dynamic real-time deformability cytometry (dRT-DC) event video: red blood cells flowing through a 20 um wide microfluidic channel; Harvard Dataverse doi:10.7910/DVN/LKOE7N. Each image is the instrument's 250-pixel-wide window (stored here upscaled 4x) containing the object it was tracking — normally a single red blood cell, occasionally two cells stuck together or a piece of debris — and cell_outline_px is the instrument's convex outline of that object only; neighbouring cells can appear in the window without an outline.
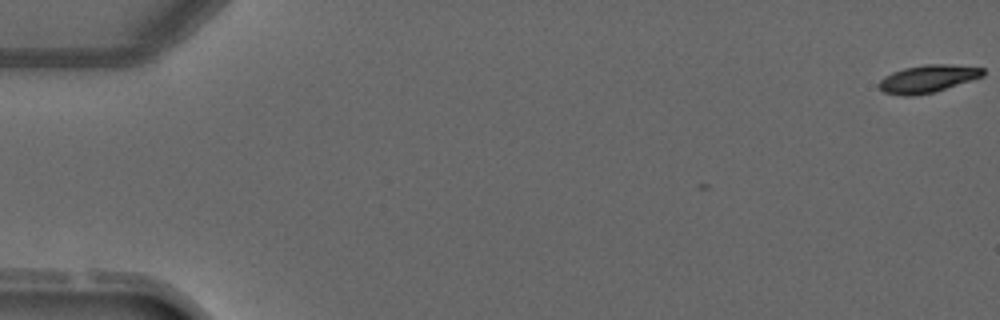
{"species": "common noctule bat (a hibernating species)", "species_latin": "Nyctalus noctula", "temperature_condition": "warm", "stored_images_in_passage": 4, "camera_frame_rate_fps": 3000, "um_per_image_px": 0.085, "animal": {"sex": "male", "forearm_length_mm": 52.5}, "frame": {"image": 1, "passage_image": 1, "time_ms": 0.0, "image_size_px": [1000, 320], "cell_outline_px": [[984, 76], [932, 92], [912, 96], [900, 96], [884, 92], [880, 88], [880, 80], [884, 76], [892, 72], [904, 68], [924, 64], [952, 64], [984, 68]], "centroid_in_image_um": [78.85, 6.68], "position_along_channel_um": 6.1, "area_um2": 16.59}}
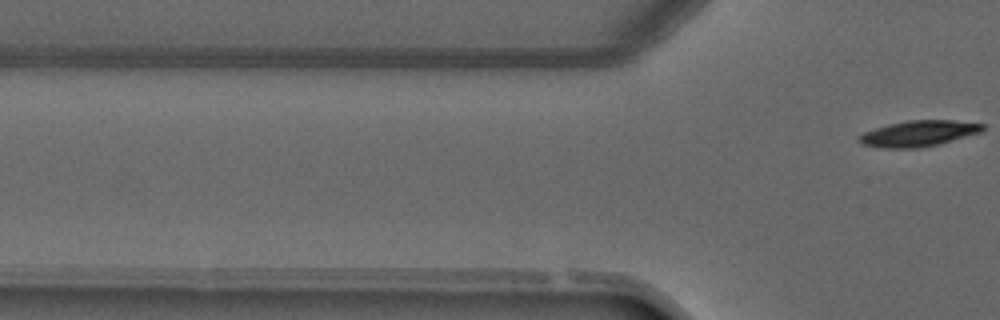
{"frame": {"image": 2, "passage_image": 4, "time_ms": 4.0, "image_size_px": [1000, 320], "cell_outline_px": [[984, 128], [980, 132], [940, 144], [920, 148], [884, 148], [864, 144], [856, 140], [856, 136], [864, 132], [888, 124], [908, 120], [952, 120], [984, 124]], "centroid_in_image_um": [78.05, 11.35], "position_along_channel_um": 47.8, "area_um2": 18.61}}